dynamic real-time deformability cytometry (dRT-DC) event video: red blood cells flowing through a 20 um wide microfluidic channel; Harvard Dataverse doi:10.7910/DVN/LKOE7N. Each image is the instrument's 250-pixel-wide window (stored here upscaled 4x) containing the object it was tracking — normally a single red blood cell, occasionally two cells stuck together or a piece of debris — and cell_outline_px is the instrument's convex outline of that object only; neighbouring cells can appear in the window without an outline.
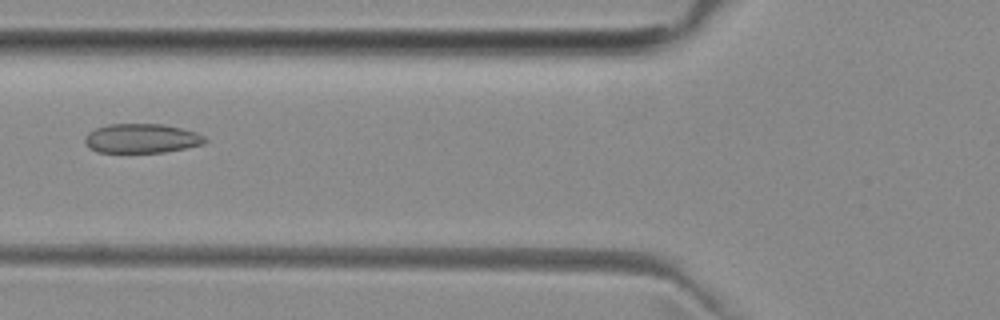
{"species": "common noctule bat (a hibernating species)", "species_latin": "Nyctalus noctula", "temperature_condition": "room temperature", "stored_images_in_passage": 4, "camera_frame_rate_fps": 3000, "um_per_image_px": 0.085, "animal": {"sex": "female", "body_mass_g": 29.2, "forearm_length_mm": 56.3}, "frame": {"image": 1, "passage_image": 3, "time_ms": 2.333, "image_size_px": [1000, 320], "cell_outline_px": [[208, 140], [204, 144], [164, 152], [96, 152], [88, 148], [84, 140], [84, 136], [88, 132], [96, 128], [108, 124], [164, 124], [196, 132], [204, 136]], "centroid_in_image_um": [12.01, 11.76], "position_along_channel_um": 113.8, "area_um2": 20.58}}
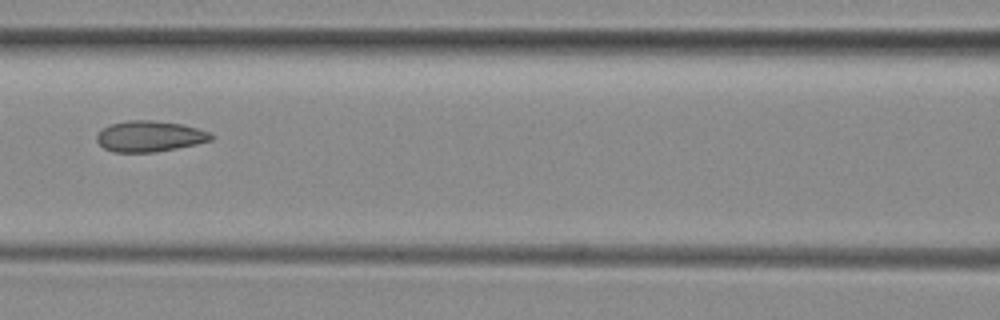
{"frame": {"image": 2, "passage_image": 4, "time_ms": 3.333, "image_size_px": [1000, 320], "cell_outline_px": [[216, 136], [212, 140], [196, 144], [176, 148], [152, 152], [112, 152], [104, 148], [96, 140], [96, 136], [104, 128], [112, 124], [128, 120], [152, 120], [180, 124], [196, 128], [208, 132]], "centroid_in_image_um": [12.72, 11.59], "position_along_channel_um": 153.9, "area_um2": 20.35}}